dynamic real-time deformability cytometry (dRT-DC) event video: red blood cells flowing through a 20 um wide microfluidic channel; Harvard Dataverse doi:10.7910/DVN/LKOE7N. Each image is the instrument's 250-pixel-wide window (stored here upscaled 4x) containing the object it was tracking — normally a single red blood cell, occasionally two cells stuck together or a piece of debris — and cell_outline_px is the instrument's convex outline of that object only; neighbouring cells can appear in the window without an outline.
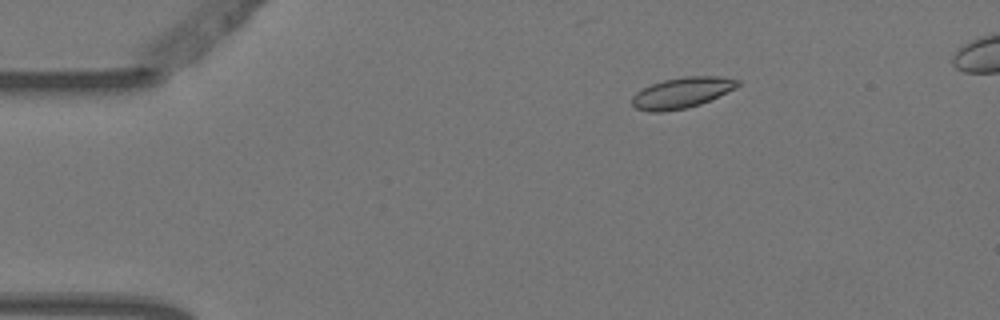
{"species": "Egyptian fruit bat (a non-hibernating species)", "species_latin": "Rousettus aegyptiacus", "temperature_condition": "warm", "stored_images_in_passage": 6, "camera_frame_rate_fps": 3000, "um_per_image_px": 0.085, "animal": {"sex": "female"}, "frame": {"image": 1, "passage_image": 3, "time_ms": 0.667, "image_size_px": [1000, 320], "cell_outline_px": [[740, 84], [736, 88], [700, 104], [688, 108], [664, 112], [648, 112], [636, 108], [632, 104], [632, 96], [636, 92], [652, 84], [664, 80], [684, 76], [720, 76], [740, 80]], "centroid_in_image_um": [57.96, 7.89], "position_along_channel_um": 27.0, "area_um2": 18.96}}
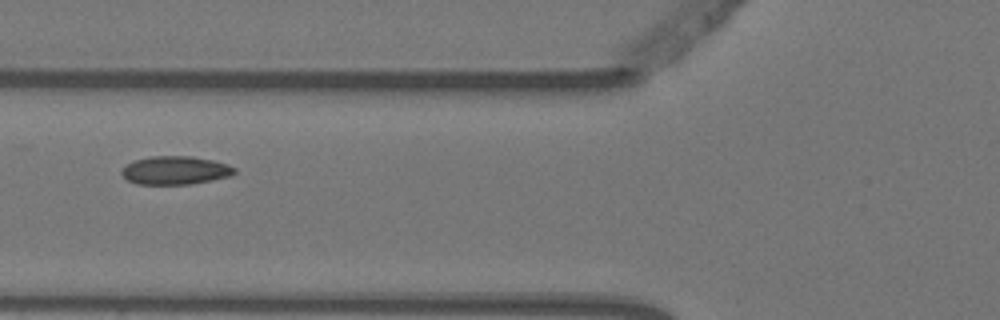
{"frame": {"image": 2, "passage_image": 6, "time_ms": 1.667, "image_size_px": [1000, 320], "cell_outline_px": [[236, 172], [232, 176], [192, 184], [136, 184], [128, 180], [120, 172], [132, 160], [152, 156], [192, 156], [212, 160], [228, 164], [236, 168]], "centroid_in_image_um": [14.93, 14.48], "position_along_channel_um": 110.9, "area_um2": 18.73}}